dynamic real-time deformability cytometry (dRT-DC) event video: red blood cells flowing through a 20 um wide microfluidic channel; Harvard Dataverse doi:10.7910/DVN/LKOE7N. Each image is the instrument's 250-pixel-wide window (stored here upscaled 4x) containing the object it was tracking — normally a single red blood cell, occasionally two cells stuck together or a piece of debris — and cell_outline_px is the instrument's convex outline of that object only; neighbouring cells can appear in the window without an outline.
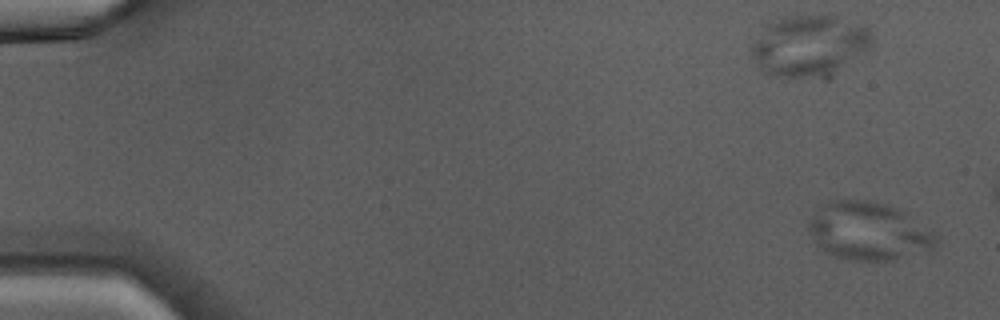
{"species": "Egyptian fruit bat (a non-hibernating species)", "species_latin": "Rousettus aegyptiacus", "temperature_condition": "warm", "stored_images_in_passage": 5, "camera_frame_rate_fps": 3000, "um_per_image_px": 0.085, "animal": {"sex": "male"}, "frame": {"image": 1, "passage_image": 1, "time_ms": 0.0, "image_size_px": [1000, 320], "cell_outline_px": [[936, 240], [932, 252], [892, 260], [844, 260], [828, 256], [816, 244], [808, 228], [808, 224], [820, 204], [828, 200], [876, 200], [900, 208], [932, 232], [936, 236]], "centroid_in_image_um": [73.81, 19.66], "position_along_channel_um": 11.2, "area_um2": 43.81}}